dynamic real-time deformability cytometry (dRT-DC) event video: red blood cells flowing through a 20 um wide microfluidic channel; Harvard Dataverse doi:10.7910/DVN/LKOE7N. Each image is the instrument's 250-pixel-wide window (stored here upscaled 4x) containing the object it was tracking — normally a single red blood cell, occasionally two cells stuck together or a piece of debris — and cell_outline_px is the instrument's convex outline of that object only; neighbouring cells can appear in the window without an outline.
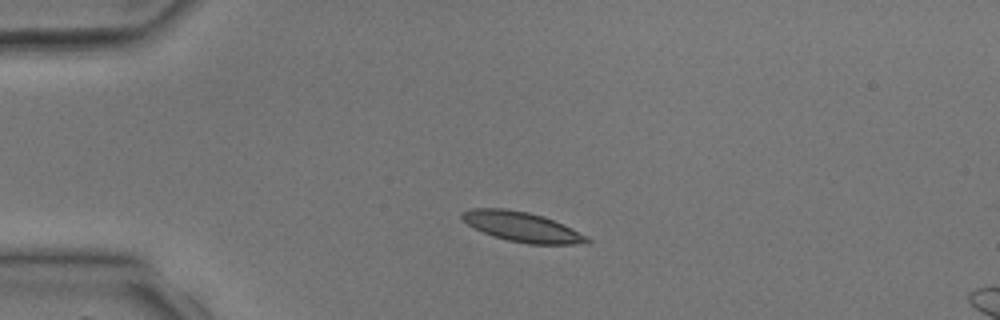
{"species": "common noctule bat (a hibernating species)", "species_latin": "Nyctalus noctula", "temperature_condition": "room temperature", "stored_images_in_passage": 3, "camera_frame_rate_fps": 3000, "um_per_image_px": 0.085, "animal": {"sex": "male", "body_mass_g": 17.9, "forearm_length_mm": 54.2}, "frame": {"image": 1, "passage_image": 2, "time_ms": 1.333, "image_size_px": [1000, 320], "cell_outline_px": [[592, 240], [588, 244], [528, 244], [508, 240], [484, 232], [468, 224], [460, 216], [460, 212], [472, 208], [504, 208], [528, 212], [544, 216], [572, 228], [588, 236]], "centroid_in_image_um": [44.42, 19.28], "position_along_channel_um": 40.6, "area_um2": 21.68}}